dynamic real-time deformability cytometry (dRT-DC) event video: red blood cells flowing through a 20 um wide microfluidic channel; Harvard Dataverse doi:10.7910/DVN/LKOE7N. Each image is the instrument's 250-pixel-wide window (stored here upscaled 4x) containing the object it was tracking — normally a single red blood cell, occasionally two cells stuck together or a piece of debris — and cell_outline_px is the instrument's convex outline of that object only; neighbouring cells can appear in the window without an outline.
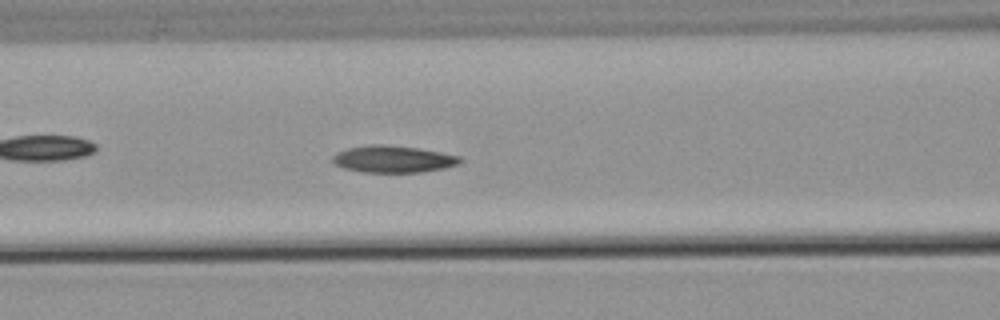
{"species": "common noctule bat (a hibernating species)", "species_latin": "Nyctalus noctula", "temperature_condition": "warm", "stored_images_in_passage": 28, "camera_frame_rate_fps": 3000, "um_per_image_px": 0.085, "animal": {"sex": "male", "body_mass_g": 21.5, "forearm_length_mm": 52.0}, "frame": {"image": 1, "passage_image": 8, "time_ms": 2.333, "image_size_px": [1000, 320], "cell_outline_px": [[456, 160], [448, 164], [424, 168], [360, 168], [348, 164], [340, 160], [372, 148], [396, 148], [424, 152], [444, 156]], "centroid_in_image_um": [33.65, 13.52], "position_along_channel_um": 132.9, "area_um2": 12.02}}
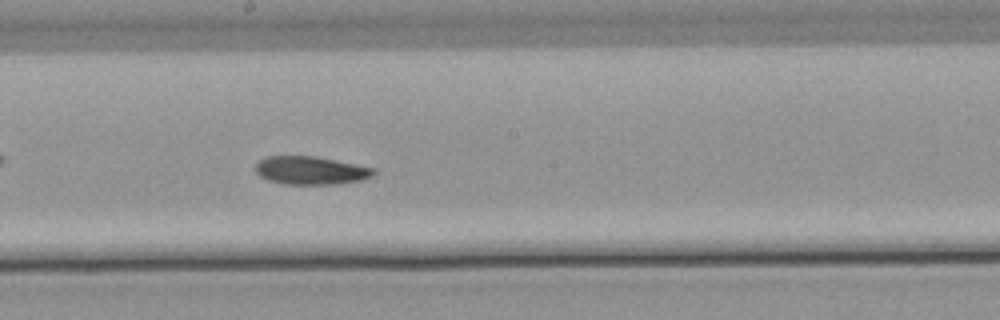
{"frame": {"image": 2, "passage_image": 15, "time_ms": 4.667, "image_size_px": [1000, 320], "cell_outline_px": [[368, 172], [360, 176], [332, 180], [292, 180], [272, 176], [264, 172], [260, 168], [264, 164], [276, 160], [320, 160], [360, 168]], "centroid_in_image_um": [26.4, 14.46], "position_along_channel_um": 221.8, "area_um2": 11.85}}
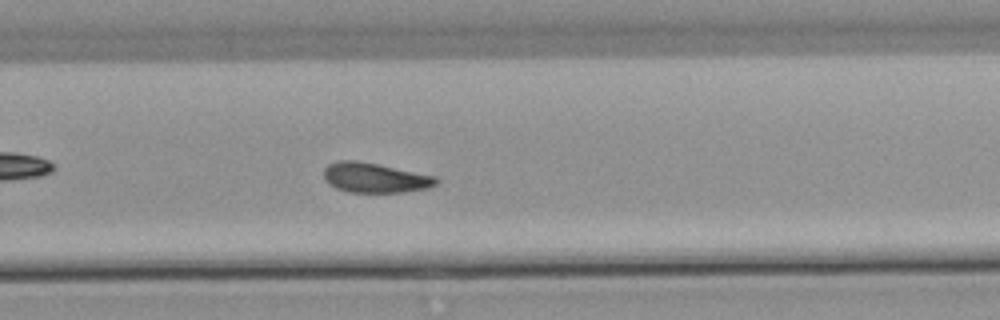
{"frame": {"image": 3, "passage_image": 21, "time_ms": 6.667, "image_size_px": [1000, 320], "cell_outline_px": [[432, 180], [428, 184], [404, 188], [348, 188], [336, 184], [328, 176], [328, 172], [332, 168], [344, 164], [364, 164], [384, 168], [420, 176]], "centroid_in_image_um": [31.75, 15.08], "position_along_channel_um": 298.1, "area_um2": 12.95}}